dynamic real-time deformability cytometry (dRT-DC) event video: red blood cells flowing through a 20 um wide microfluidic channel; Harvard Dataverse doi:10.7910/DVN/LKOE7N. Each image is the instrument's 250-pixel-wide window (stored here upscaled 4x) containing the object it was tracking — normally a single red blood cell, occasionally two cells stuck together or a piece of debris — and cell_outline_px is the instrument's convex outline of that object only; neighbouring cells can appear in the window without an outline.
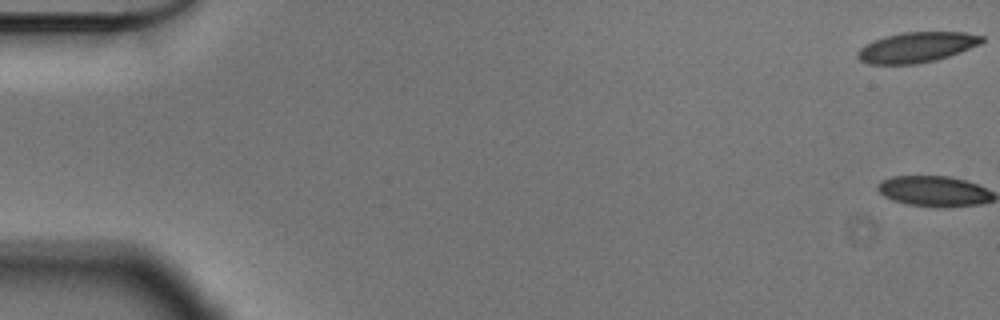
{"species": "Egyptian fruit bat (a non-hibernating species)", "species_latin": "Rousettus aegyptiacus", "temperature_condition": "cold", "stored_images_in_passage": 57, "camera_frame_rate_fps": 3000, "um_per_image_px": 0.085, "animal": {"sex": "male"}, "frame": {"image": 1, "passage_image": 1, "time_ms": 0.0, "image_size_px": [1000, 320], "cell_outline_px": [[984, 40], [980, 44], [960, 52], [936, 60], [916, 64], [868, 64], [860, 60], [856, 56], [856, 52], [864, 44], [884, 36], [900, 32], [964, 32], [984, 36]], "centroid_in_image_um": [77.88, 4.01], "position_along_channel_um": 7.1, "area_um2": 22.08}}